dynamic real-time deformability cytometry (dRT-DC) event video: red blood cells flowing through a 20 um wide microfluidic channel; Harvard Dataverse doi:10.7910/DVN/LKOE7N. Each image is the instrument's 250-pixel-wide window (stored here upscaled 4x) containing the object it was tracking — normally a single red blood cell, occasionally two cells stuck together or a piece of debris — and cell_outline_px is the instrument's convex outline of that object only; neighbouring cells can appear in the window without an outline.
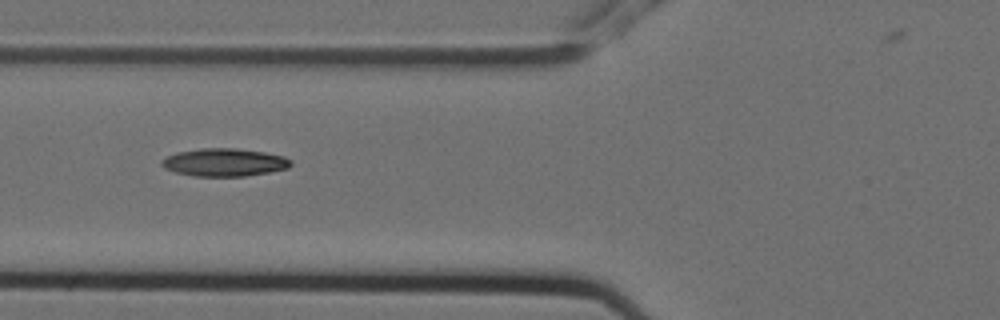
{"species": "Egyptian fruit bat (a non-hibernating species)", "species_latin": "Rousettus aegyptiacus", "temperature_condition": "cold", "stored_images_in_passage": 7, "camera_frame_rate_fps": 3000, "um_per_image_px": 0.085, "animal": {"sex": "female"}, "frame": {"image": 1, "passage_image": 6, "time_ms": 1.667, "image_size_px": [1000, 320], "cell_outline_px": [[292, 164], [288, 168], [268, 172], [244, 176], [192, 176], [176, 172], [164, 168], [160, 164], [160, 160], [176, 152], [200, 148], [236, 148], [264, 152], [284, 156], [292, 160]], "centroid_in_image_um": [19.05, 13.79], "position_along_channel_um": 106.7, "area_um2": 21.04}}
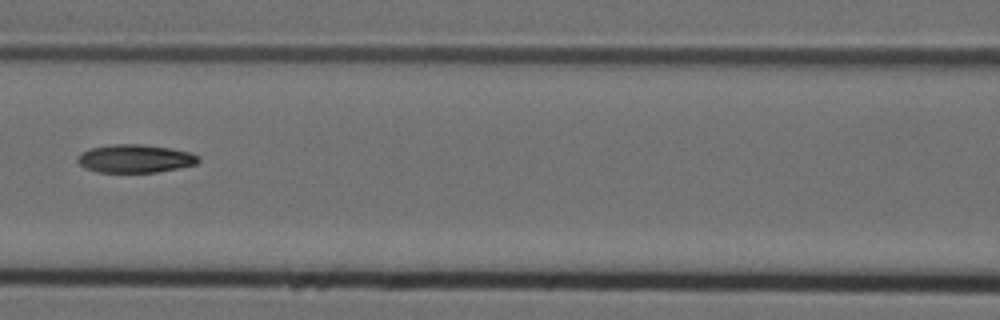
{"frame": {"image": 2, "passage_image": 7, "time_ms": 2.0, "image_size_px": [1000, 320], "cell_outline_px": [[200, 160], [196, 164], [180, 168], [156, 172], [96, 172], [84, 168], [76, 160], [76, 156], [80, 152], [88, 148], [112, 144], [144, 144], [172, 148], [188, 152], [200, 156]], "centroid_in_image_um": [11.45, 13.47], "position_along_channel_um": 155.2, "area_um2": 20.17}}